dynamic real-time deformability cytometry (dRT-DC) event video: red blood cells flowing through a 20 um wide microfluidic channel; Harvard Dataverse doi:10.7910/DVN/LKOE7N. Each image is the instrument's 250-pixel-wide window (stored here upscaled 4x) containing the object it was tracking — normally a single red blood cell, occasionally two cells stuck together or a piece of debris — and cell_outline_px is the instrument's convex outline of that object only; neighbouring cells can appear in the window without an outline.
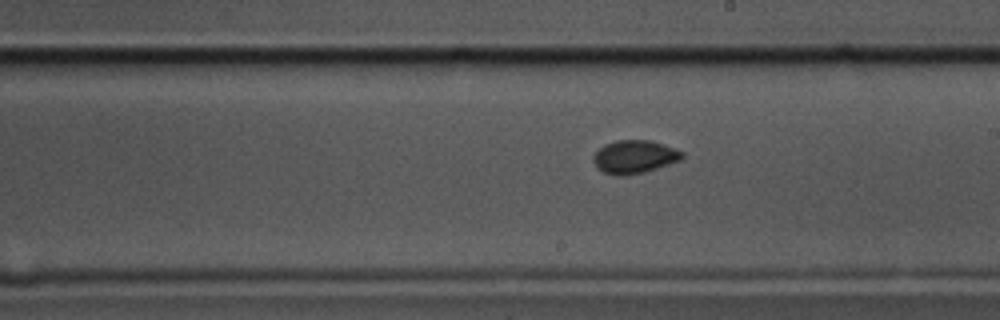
{"species": "common noctule bat (a hibernating species)", "species_latin": "Nyctalus noctula", "temperature_condition": "cold", "stored_images_in_passage": 58, "camera_frame_rate_fps": 3000, "um_per_image_px": 0.085, "animal": {"sex": "male", "body_mass_g": 17.5, "forearm_length_mm": 52.3}, "frame": {"image": 1, "passage_image": 33, "time_ms": 10.667, "image_size_px": [1000, 320], "cell_outline_px": [[684, 156], [680, 160], [644, 172], [624, 176], [616, 176], [604, 172], [596, 168], [592, 160], [592, 156], [604, 144], [616, 140], [652, 140], [684, 152]], "centroid_in_image_um": [53.89, 13.33], "position_along_channel_um": 235.1, "area_um2": 17.22}}
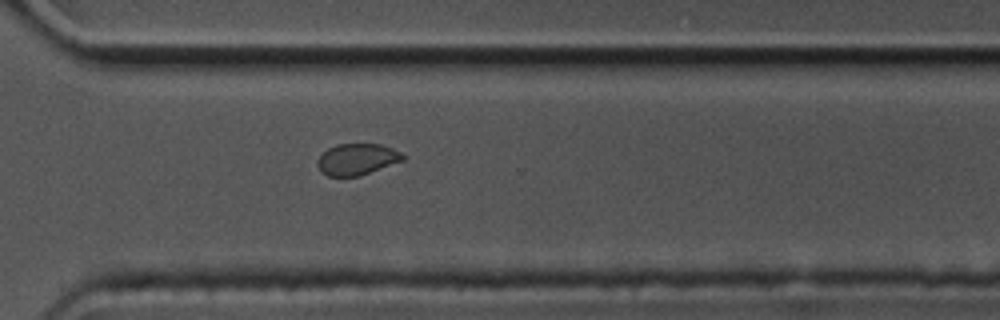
{"frame": {"image": 2, "passage_image": 42, "time_ms": 13.667, "image_size_px": [1000, 320], "cell_outline_px": [[408, 156], [404, 160], [360, 176], [328, 176], [320, 172], [316, 164], [316, 160], [328, 148], [336, 144], [380, 144], [392, 148]], "centroid_in_image_um": [30.34, 13.54], "position_along_channel_um": 340.3, "area_um2": 15.78}}
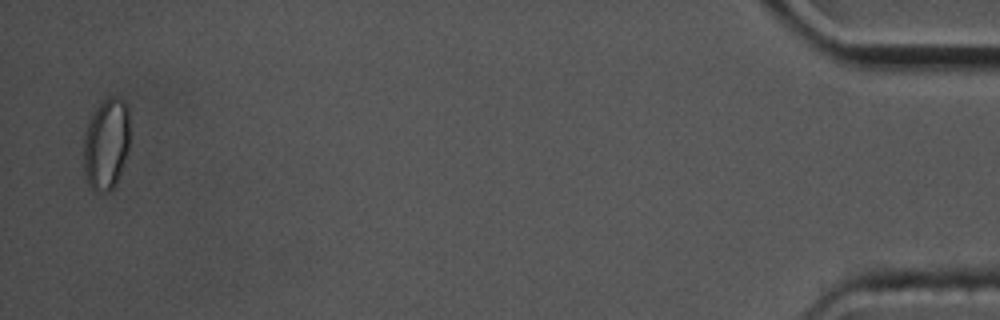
{"frame": {"image": 3, "passage_image": 57, "time_ms": 18.667, "image_size_px": [1000, 320], "cell_outline_px": [[128, 152], [120, 172], [112, 188], [108, 192], [104, 192], [92, 188], [88, 184], [84, 172], [84, 140], [88, 124], [92, 116], [100, 104], [108, 96], [116, 96], [124, 100], [128, 108]], "centroid_in_image_um": [9.04, 12.22], "position_along_channel_um": 426.2, "area_um2": 24.16}, "authors_computed_cell_mechanics": {"area_um2": 16.9354, "velocity_mm_per_s": 3.5014, "shape_relaxation_time_tau1_ms": 4.7549, "shape_relaxation_time_tau2_ms": 1.3778, "deformation_change_tau1": 0.0613, "deformation_change_tau2": 0.0422}}